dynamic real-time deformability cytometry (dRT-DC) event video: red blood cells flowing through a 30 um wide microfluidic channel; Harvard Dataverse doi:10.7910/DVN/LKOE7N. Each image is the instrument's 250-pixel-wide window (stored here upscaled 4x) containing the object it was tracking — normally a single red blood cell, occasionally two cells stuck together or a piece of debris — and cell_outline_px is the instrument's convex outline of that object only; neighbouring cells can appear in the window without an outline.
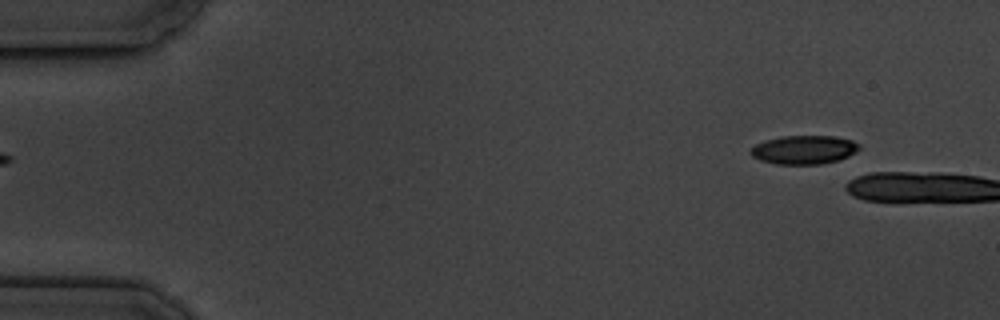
{"species": "common noctule bat (a hibernating species)", "species_latin": "Nyctalus noctula", "temperature_condition": "cold", "stored_images_in_passage": 6, "segment_of_instrument_passage": [2, 2], "camera_frame_rate_fps": 3000, "um_per_image_px": 0.085, "animal": {"sex": "male", "body_mass_g": 19.5, "forearm_length_mm": 54.6}, "frame": {"image": 1, "passage_image": 6, "time_ms": 5.667, "image_size_px": [1000, 320], "cell_outline_px": [[860, 148], [848, 156], [840, 160], [820, 164], [776, 164], [760, 160], [752, 156], [748, 152], [756, 144], [764, 140], [780, 136], [836, 136], [852, 140], [860, 144]], "centroid_in_image_um": [68.33, 12.72], "position_along_channel_um": 16.7, "area_um2": 18.26}}